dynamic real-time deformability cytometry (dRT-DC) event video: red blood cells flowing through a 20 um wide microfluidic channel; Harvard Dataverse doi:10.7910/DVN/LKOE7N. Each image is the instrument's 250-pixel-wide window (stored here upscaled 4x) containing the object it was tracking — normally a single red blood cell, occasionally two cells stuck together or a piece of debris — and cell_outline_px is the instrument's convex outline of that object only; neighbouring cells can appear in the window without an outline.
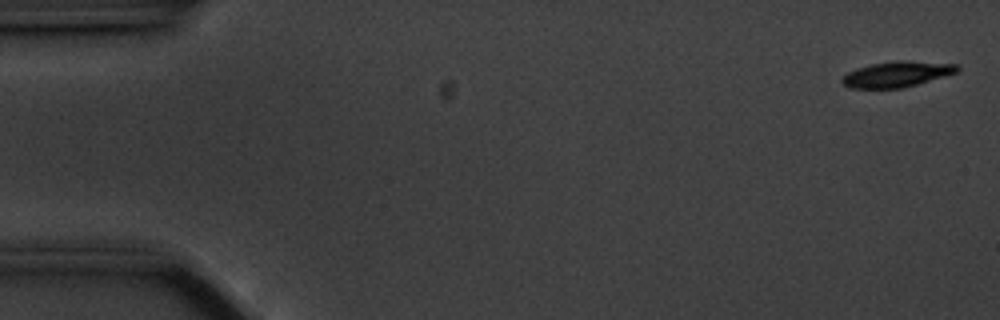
{"species": "common noctule bat (a hibernating species)", "species_latin": "Nyctalus noctula", "temperature_condition": "cold", "stored_images_in_passage": 57, "camera_frame_rate_fps": 3000, "um_per_image_px": 0.085, "animal": {"sex": "male", "body_mass_g": 20.1, "forearm_length_mm": 53.5}, "frame": {"image": 1, "passage_image": 2, "time_ms": 0.333, "image_size_px": [1000, 320], "cell_outline_px": [[960, 68], [956, 72], [916, 84], [900, 88], [848, 88], [840, 80], [848, 72], [856, 68], [872, 64], [896, 60], [900, 60], [956, 64]], "centroid_in_image_um": [76.18, 6.3], "position_along_channel_um": 8.8, "area_um2": 16.88}}
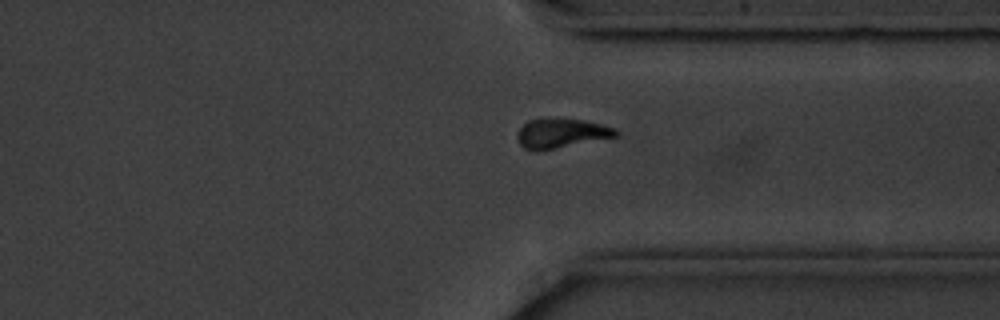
{"frame": {"image": 2, "passage_image": 43, "time_ms": 14.0, "image_size_px": [1000, 320], "cell_outline_px": [[620, 136], [536, 152], [532, 152], [524, 148], [520, 144], [516, 136], [520, 128], [528, 120], [584, 120], [616, 128], [620, 132]], "centroid_in_image_um": [47.74, 11.37], "position_along_channel_um": 363.7, "area_um2": 16.76}}
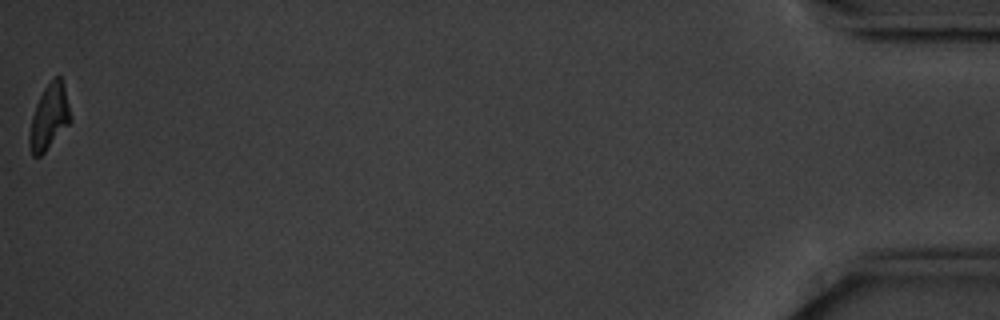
{"frame": {"image": 3, "passage_image": 57, "time_ms": 18.667, "image_size_px": [1000, 320], "cell_outline_px": [[72, 120], [44, 152], [40, 156], [32, 156], [28, 144], [28, 136], [32, 116], [36, 104], [44, 88], [56, 76], [60, 76], [64, 88], [72, 116]], "centroid_in_image_um": [4.16, 9.97], "position_along_channel_um": 431.0, "area_um2": 15.37}, "authors_computed_cell_mechanics": {"area_um2": 17.5134, "velocity_mm_per_s": 3.5278, "shape_relaxation_time_tau1_ms": 2.5993, "shape_relaxation_time_tau2_ms": null, "deformation_change_tau1": 0.0981, "deformation_change_tau2": null}}